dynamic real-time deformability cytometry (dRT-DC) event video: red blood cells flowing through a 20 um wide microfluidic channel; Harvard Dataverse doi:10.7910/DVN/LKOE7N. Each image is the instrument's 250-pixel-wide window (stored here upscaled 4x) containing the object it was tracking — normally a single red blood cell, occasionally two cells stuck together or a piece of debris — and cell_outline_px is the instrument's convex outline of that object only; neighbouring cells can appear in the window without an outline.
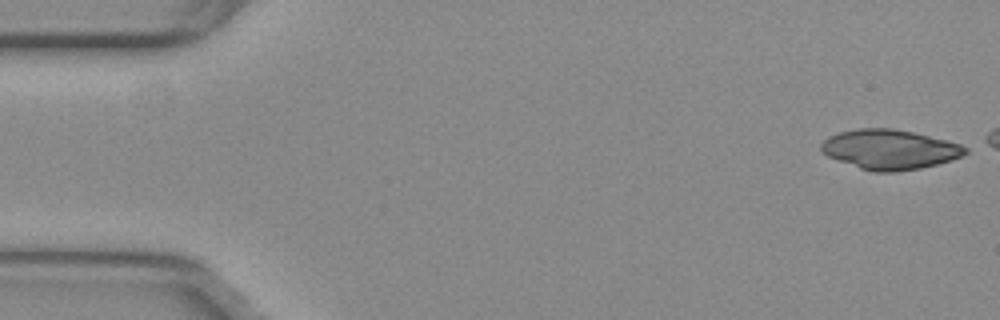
{"species": "common noctule bat (a hibernating species)", "species_latin": "Nyctalus noctula", "temperature_condition": "warm", "stored_images_in_passage": 20, "camera_frame_rate_fps": 3000, "um_per_image_px": 0.085, "animal": {"sex": "female", "body_mass_g": 29.2, "forearm_length_mm": 56.3}, "frame": {"image": 1, "passage_image": 1, "time_ms": 0.0, "image_size_px": [1000, 320], "cell_outline_px": [[968, 152], [952, 160], [920, 168], [896, 172], [872, 172], [860, 168], [828, 156], [820, 148], [820, 144], [828, 136], [840, 132], [856, 128], [892, 128], [912, 132], [960, 144], [968, 148]], "centroid_in_image_um": [75.61, 12.7], "position_along_channel_um": 9.4, "area_um2": 33.12}}